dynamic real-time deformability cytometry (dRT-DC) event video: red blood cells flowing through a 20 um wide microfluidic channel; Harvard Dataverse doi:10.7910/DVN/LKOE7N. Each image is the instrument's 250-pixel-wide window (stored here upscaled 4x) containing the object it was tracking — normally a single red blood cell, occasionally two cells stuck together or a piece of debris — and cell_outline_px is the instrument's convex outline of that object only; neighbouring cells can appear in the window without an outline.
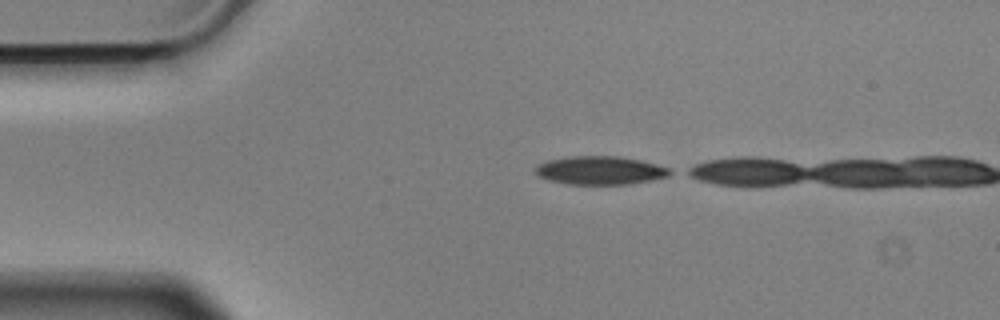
{"species": "Egyptian fruit bat (a non-hibernating species)", "species_latin": "Rousettus aegyptiacus", "temperature_condition": "cold", "stored_images_in_passage": 2, "camera_frame_rate_fps": 3000, "um_per_image_px": 0.085, "animal": {"sex": "male"}, "frame": {"image": 1, "passage_image": 1, "time_ms": 0.0, "image_size_px": [1000, 320], "cell_outline_px": [[676, 172], [668, 176], [652, 180], [628, 184], [568, 184], [548, 180], [536, 176], [532, 172], [532, 168], [536, 164], [548, 160], [568, 156], [620, 156], [640, 160], [672, 168]], "centroid_in_image_um": [50.98, 14.48], "position_along_channel_um": 34.0, "area_um2": 22.77}}